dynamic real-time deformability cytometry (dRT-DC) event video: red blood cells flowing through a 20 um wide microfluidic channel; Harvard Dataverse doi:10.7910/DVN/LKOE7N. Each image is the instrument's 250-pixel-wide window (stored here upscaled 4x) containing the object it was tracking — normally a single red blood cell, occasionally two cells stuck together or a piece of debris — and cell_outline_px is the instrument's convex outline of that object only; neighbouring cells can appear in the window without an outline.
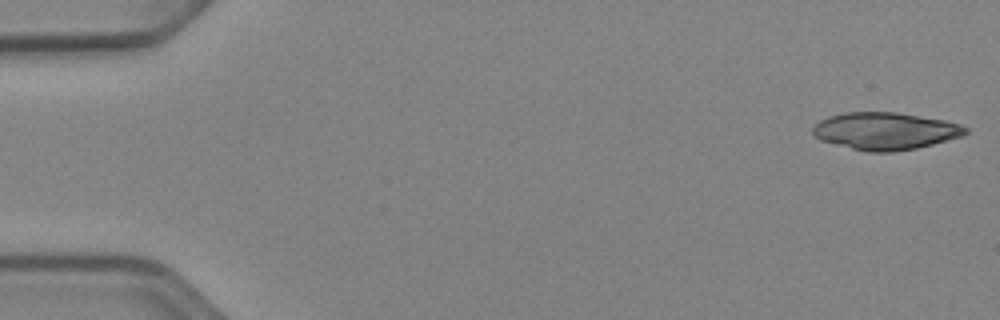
{"species": "Egyptian fruit bat (a non-hibernating species)", "species_latin": "Rousettus aegyptiacus", "temperature_condition": "cold", "stored_images_in_passage": 19, "camera_frame_rate_fps": 3000, "um_per_image_px": 0.085, "animal": {"sex": "female"}, "frame": {"image": 1, "passage_image": 1, "time_ms": 0.0, "image_size_px": [1000, 320], "cell_outline_px": [[968, 132], [964, 136], [916, 148], [892, 152], [868, 152], [820, 140], [812, 132], [812, 128], [820, 120], [828, 116], [844, 112], [896, 112], [944, 120], [960, 124], [968, 128]], "centroid_in_image_um": [75.26, 11.13], "position_along_channel_um": 9.7, "area_um2": 33.12}}